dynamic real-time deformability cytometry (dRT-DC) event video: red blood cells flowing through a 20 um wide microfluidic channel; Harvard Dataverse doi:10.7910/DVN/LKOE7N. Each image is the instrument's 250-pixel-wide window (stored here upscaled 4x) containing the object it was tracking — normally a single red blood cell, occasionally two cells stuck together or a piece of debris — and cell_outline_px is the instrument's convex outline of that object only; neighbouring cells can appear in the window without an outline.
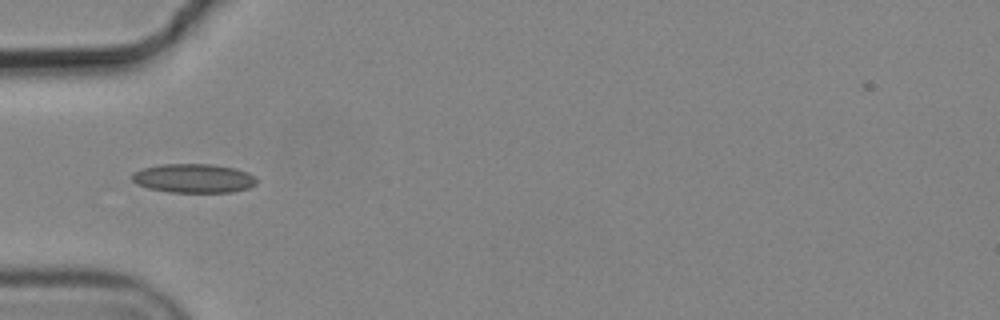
{"species": "common noctule bat (a hibernating species)", "species_latin": "Nyctalus noctula", "temperature_condition": "cold", "stored_images_in_passage": 2, "camera_frame_rate_fps": 3000, "um_per_image_px": 0.085, "animal": {"sex": "male", "body_mass_g": 19.2, "forearm_length_mm": 51.8}, "frame": {"image": 1, "passage_image": 1, "time_ms": 0.0, "image_size_px": [1000, 320], "cell_outline_px": [[256, 184], [248, 188], [232, 192], [168, 192], [148, 188], [136, 184], [132, 180], [132, 172], [140, 168], [160, 164], [212, 164], [236, 168], [248, 172], [256, 176]], "centroid_in_image_um": [16.44, 15.15], "position_along_channel_um": 68.6, "area_um2": 21.33}}
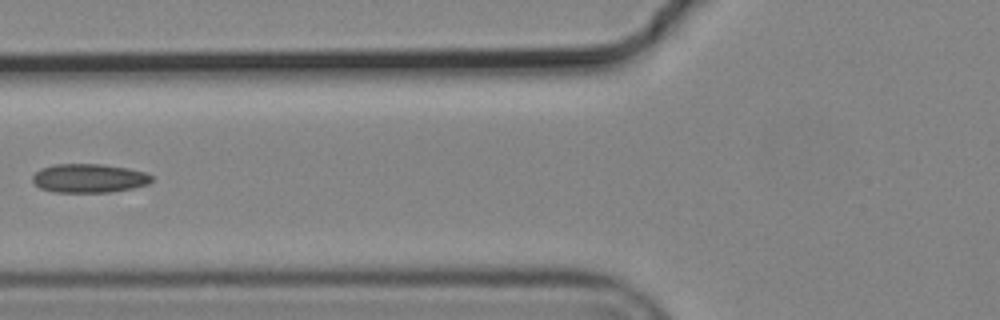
{"frame": {"image": 2, "passage_image": 2, "time_ms": 0.333, "image_size_px": [1000, 320], "cell_outline_px": [[152, 180], [148, 184], [132, 188], [108, 192], [52, 192], [40, 188], [32, 180], [32, 176], [40, 168], [52, 164], [100, 164], [128, 168], [144, 172], [152, 176]], "centroid_in_image_um": [7.53, 15.14], "position_along_channel_um": 118.3, "area_um2": 20.0}}